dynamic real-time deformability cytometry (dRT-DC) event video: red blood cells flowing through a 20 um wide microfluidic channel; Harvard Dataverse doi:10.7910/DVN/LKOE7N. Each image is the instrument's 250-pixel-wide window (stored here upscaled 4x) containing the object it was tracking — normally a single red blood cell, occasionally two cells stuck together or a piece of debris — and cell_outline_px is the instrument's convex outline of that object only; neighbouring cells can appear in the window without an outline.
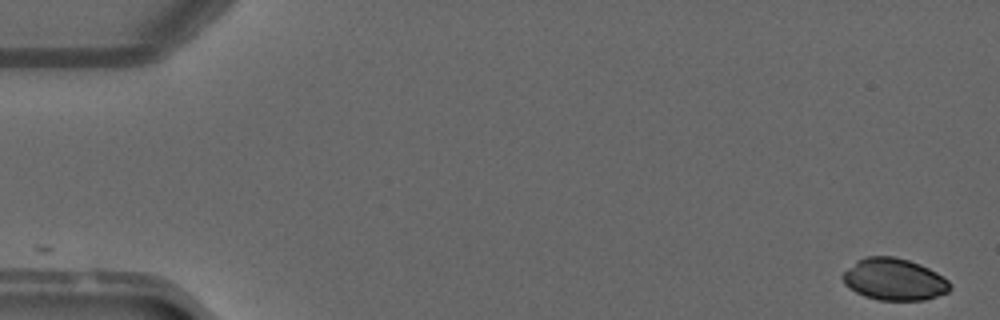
{"species": "common noctule bat (a hibernating species)", "species_latin": "Nyctalus noctula", "temperature_condition": "warm", "stored_images_in_passage": 4, "camera_frame_rate_fps": 3000, "um_per_image_px": 0.085, "animal": {"sex": "male", "forearm_length_mm": 52.5}, "frame": {"image": 1, "passage_image": 1, "time_ms": 0.0, "image_size_px": [1000, 320], "cell_outline_px": [[952, 288], [948, 292], [924, 300], [880, 300], [864, 296], [848, 288], [844, 284], [840, 276], [856, 260], [864, 256], [892, 256], [908, 260], [920, 264], [936, 272], [948, 280], [952, 284]], "centroid_in_image_um": [75.98, 23.74], "position_along_channel_um": 9.0, "area_um2": 26.36}}